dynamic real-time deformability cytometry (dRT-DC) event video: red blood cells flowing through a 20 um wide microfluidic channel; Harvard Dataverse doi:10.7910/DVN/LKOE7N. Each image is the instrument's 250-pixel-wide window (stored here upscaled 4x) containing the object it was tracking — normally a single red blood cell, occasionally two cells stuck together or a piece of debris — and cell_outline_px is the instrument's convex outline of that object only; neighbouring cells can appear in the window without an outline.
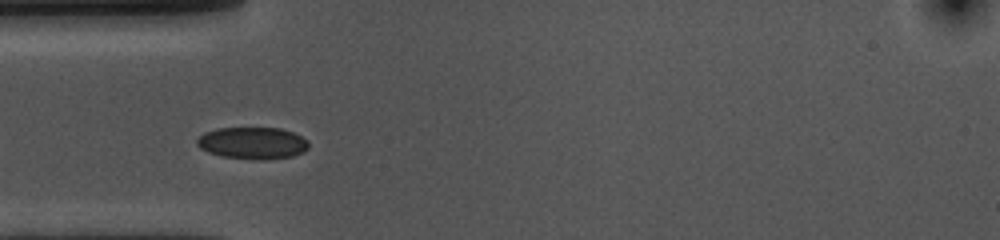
{"species": "common noctule bat (a hibernating species)", "species_latin": "Nyctalus noctula", "temperature_condition": "cold", "stored_images_in_passage": 8, "camera_frame_rate_fps": 3000, "um_per_image_px": 0.085, "animal": {"sex": "female", "body_mass_g": 10.0, "forearm_length_mm": 53.1}, "frame": {"image": 1, "passage_image": 4, "time_ms": 1.0, "image_size_px": [1000, 240], "cell_outline_px": [[308, 148], [304, 152], [292, 156], [260, 160], [256, 160], [224, 156], [208, 152], [200, 148], [196, 144], [196, 140], [204, 132], [216, 128], [280, 128], [292, 132], [308, 140]], "centroid_in_image_um": [21.46, 12.15], "position_along_channel_um": 63.5, "area_um2": 20.75}}